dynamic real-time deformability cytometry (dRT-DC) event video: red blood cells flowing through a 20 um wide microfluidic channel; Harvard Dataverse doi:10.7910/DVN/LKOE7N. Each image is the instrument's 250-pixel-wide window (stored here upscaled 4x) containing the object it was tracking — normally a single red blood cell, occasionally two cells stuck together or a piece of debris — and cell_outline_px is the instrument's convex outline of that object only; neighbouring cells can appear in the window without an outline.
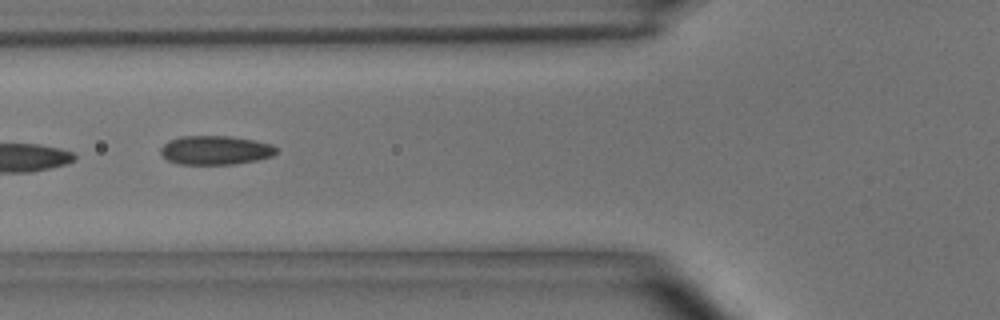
{"species": "common noctule bat (a hibernating species)", "species_latin": "Nyctalus noctula", "temperature_condition": "room temperature", "stored_images_in_passage": 5, "camera_frame_rate_fps": 3000, "um_per_image_px": 0.085, "animal": {"sex": "male", "body_mass_g": 15.6}, "frame": {"image": 1, "passage_image": 3, "time_ms": 2.333, "image_size_px": [1000, 320], "cell_outline_px": [[276, 152], [272, 156], [256, 160], [232, 164], [176, 164], [168, 160], [160, 152], [160, 148], [168, 140], [180, 136], [232, 136], [256, 140], [272, 144], [276, 148]], "centroid_in_image_um": [18.29, 12.75], "position_along_channel_um": 107.5, "area_um2": 19.59}}